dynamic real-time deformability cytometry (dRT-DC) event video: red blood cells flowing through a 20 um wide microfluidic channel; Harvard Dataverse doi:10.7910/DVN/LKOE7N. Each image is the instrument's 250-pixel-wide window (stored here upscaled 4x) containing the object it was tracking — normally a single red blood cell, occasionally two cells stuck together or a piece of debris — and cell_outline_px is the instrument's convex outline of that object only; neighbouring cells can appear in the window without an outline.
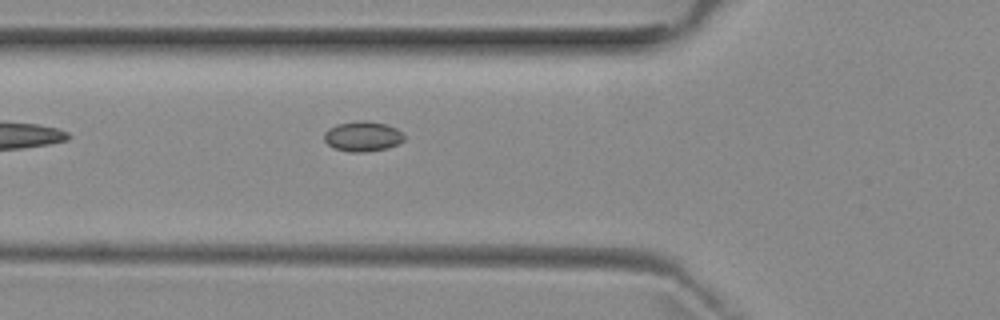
{"species": "common noctule bat (a hibernating species)", "species_latin": "Nyctalus noctula", "temperature_condition": "room temperature", "stored_images_in_passage": 4, "camera_frame_rate_fps": 3000, "um_per_image_px": 0.085, "animal": {"sex": "female", "body_mass_g": 29.2, "forearm_length_mm": 56.3}, "frame": {"image": 1, "passage_image": 4, "time_ms": 6.0, "image_size_px": [1000, 320], "cell_outline_px": [[404, 140], [388, 148], [364, 152], [348, 152], [336, 148], [328, 144], [324, 140], [324, 132], [328, 128], [336, 124], [356, 120], [364, 120], [388, 124], [396, 128], [404, 136]], "centroid_in_image_um": [30.81, 11.57], "position_along_channel_um": 95.0, "area_um2": 14.1}}